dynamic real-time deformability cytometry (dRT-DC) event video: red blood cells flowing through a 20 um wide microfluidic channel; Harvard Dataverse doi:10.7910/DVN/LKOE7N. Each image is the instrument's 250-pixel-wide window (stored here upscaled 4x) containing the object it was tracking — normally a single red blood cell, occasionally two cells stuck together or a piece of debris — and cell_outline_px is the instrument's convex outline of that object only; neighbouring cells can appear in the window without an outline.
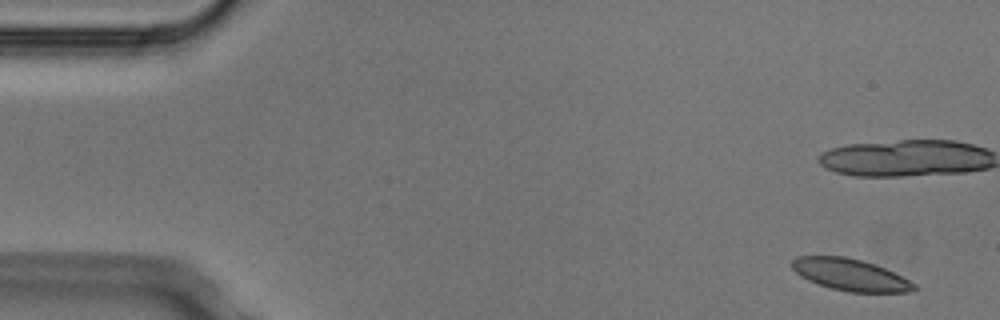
{"species": "Egyptian fruit bat (a non-hibernating species)", "species_latin": "Rousettus aegyptiacus", "temperature_condition": "cold", "stored_images_in_passage": 6, "camera_frame_rate_fps": 3000, "um_per_image_px": 0.085, "animal": {"sex": "male"}, "frame": {"image": 1, "passage_image": 1, "time_ms": 0.0, "image_size_px": [1000, 320], "cell_outline_px": [[920, 288], [908, 292], [848, 292], [832, 288], [808, 280], [800, 276], [792, 268], [792, 260], [796, 256], [844, 256], [864, 260], [884, 268], [916, 284]], "centroid_in_image_um": [72.28, 23.35], "position_along_channel_um": 12.7, "area_um2": 22.54}}
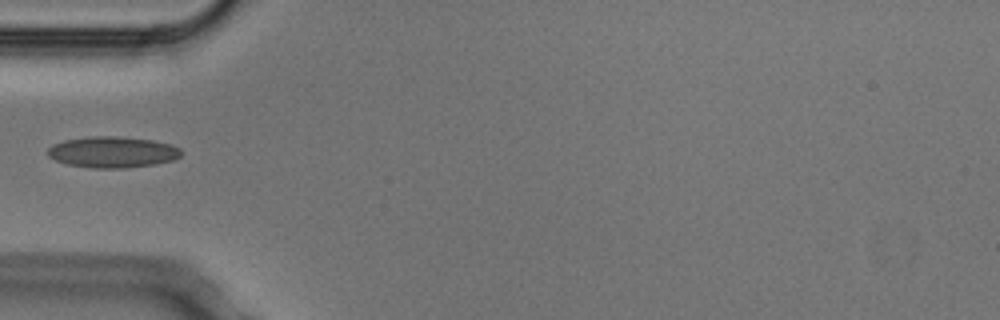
{"frame": {"image": 2, "passage_image": 5, "time_ms": 1.333, "image_size_px": [1000, 320], "cell_outline_px": [[184, 152], [180, 156], [172, 160], [152, 164], [124, 168], [92, 168], [68, 164], [56, 160], [48, 156], [48, 148], [52, 144], [64, 140], [92, 136], [116, 136], [152, 140], [172, 144], [180, 148]], "centroid_in_image_um": [9.57, 12.92], "position_along_channel_um": 75.4, "area_um2": 24.16}}
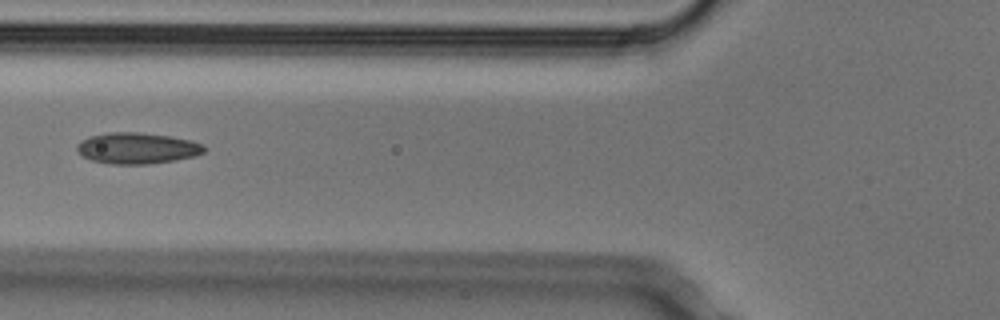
{"frame": {"image": 3, "passage_image": 6, "time_ms": 1.667, "image_size_px": [1000, 320], "cell_outline_px": [[208, 148], [204, 152], [196, 156], [176, 160], [148, 164], [112, 164], [92, 160], [84, 156], [76, 148], [76, 144], [92, 136], [108, 132], [140, 132], [172, 136], [204, 144]], "centroid_in_image_um": [11.72, 12.59], "position_along_channel_um": 114.1, "area_um2": 23.06}}